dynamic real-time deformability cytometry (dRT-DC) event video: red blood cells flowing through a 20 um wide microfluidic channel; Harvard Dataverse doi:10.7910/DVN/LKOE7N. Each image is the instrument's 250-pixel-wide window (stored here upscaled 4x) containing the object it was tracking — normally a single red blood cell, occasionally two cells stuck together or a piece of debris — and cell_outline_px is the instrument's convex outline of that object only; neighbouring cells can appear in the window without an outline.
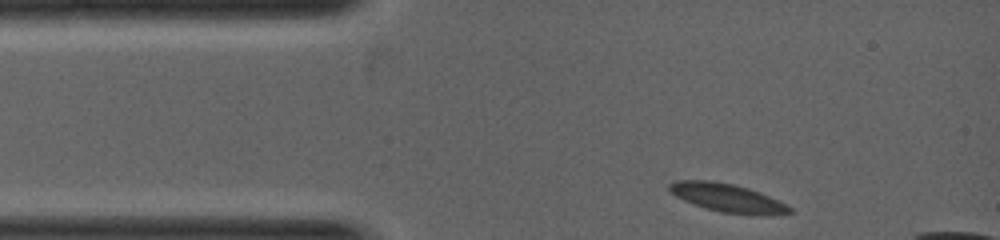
{"species": "common noctule bat (a hibernating species)", "species_latin": "Nyctalus noctula", "temperature_condition": "warm", "stored_images_in_passage": 23, "camera_frame_rate_fps": 5000, "um_per_image_px": 0.085, "animal": {"sex": "female", "body_mass_g": 19.0, "forearm_length_mm": 53.3}, "frame": {"image": 1, "passage_image": 1, "time_ms": 0.0, "image_size_px": [1000, 240], "cell_outline_px": [[792, 212], [764, 216], [720, 212], [684, 200], [668, 192], [668, 184], [676, 180], [712, 180], [732, 184], [748, 188], [760, 192], [792, 208]], "centroid_in_image_um": [61.8, 16.81], "position_along_channel_um": 23.2, "area_um2": 19.71}}
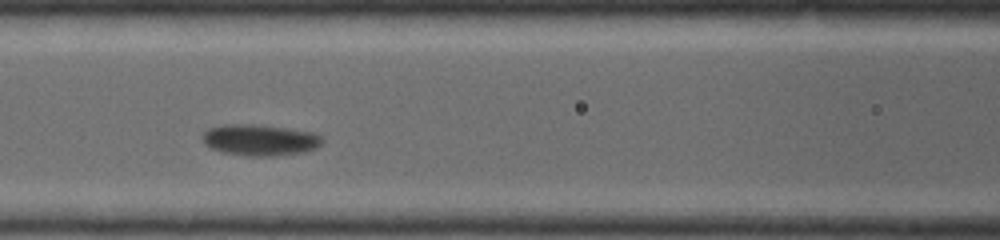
{"frame": {"image": 2, "passage_image": 15, "time_ms": 2.0, "image_size_px": [1000, 240], "cell_outline_px": [[324, 140], [316, 148], [304, 152], [272, 156], [248, 156], [224, 152], [212, 148], [204, 144], [200, 136], [208, 128], [224, 124], [256, 124], [288, 128], [312, 132], [320, 136]], "centroid_in_image_um": [22.07, 11.89], "position_along_channel_um": 144.5, "area_um2": 21.91}}
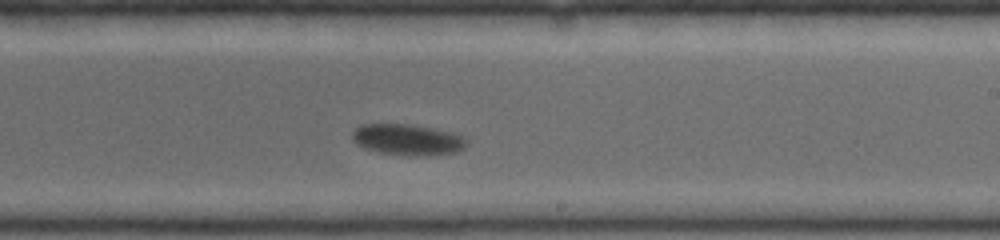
{"frame": {"image": 3, "passage_image": 23, "time_ms": 3.4, "image_size_px": [1000, 240], "cell_outline_px": [[468, 140], [464, 148], [456, 152], [412, 156], [380, 152], [364, 148], [356, 144], [352, 140], [352, 132], [356, 128], [364, 124], [412, 124], [436, 128], [452, 132]], "centroid_in_image_um": [34.63, 11.85], "position_along_channel_um": 254.4, "area_um2": 20.63}}